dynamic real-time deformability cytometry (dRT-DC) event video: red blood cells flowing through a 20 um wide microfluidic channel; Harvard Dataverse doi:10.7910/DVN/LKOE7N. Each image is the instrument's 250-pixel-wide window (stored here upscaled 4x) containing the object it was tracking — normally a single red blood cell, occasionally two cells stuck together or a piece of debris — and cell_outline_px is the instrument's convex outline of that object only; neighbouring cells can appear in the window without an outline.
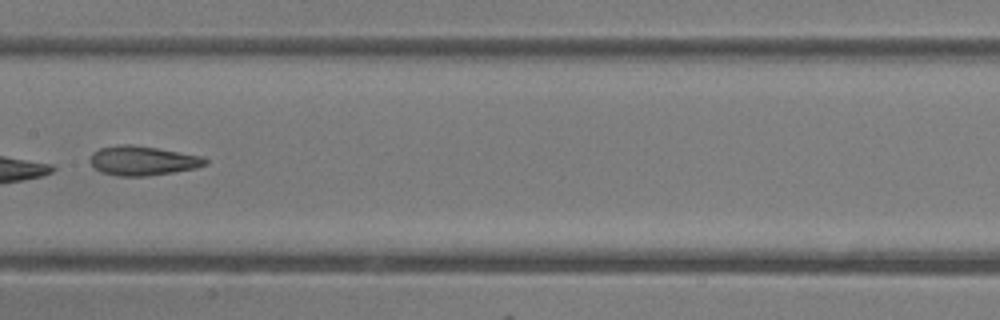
{"species": "common noctule bat (a hibernating species)", "species_latin": "Nyctalus noctula", "temperature_condition": "room temperature", "stored_images_in_passage": 7, "camera_frame_rate_fps": 3000, "um_per_image_px": 0.085, "animal": {"sex": "female"}, "frame": {"image": 1, "passage_image": 6, "time_ms": 6.0, "image_size_px": [1000, 320], "cell_outline_px": [[208, 164], [196, 168], [148, 176], [120, 176], [100, 172], [88, 160], [92, 152], [100, 148], [120, 144], [132, 144], [204, 156], [208, 160]], "centroid_in_image_um": [12.13, 13.65], "position_along_channel_um": 195.3, "area_um2": 19.83}}
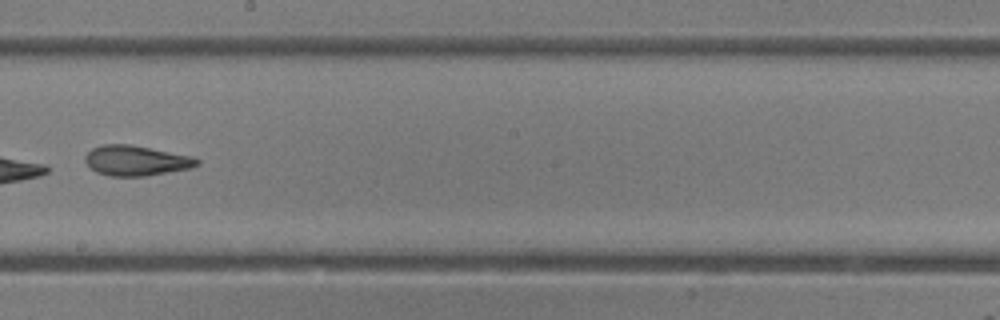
{"frame": {"image": 2, "passage_image": 7, "time_ms": 7.0, "image_size_px": [1000, 320], "cell_outline_px": [[200, 164], [192, 168], [144, 176], [108, 176], [96, 172], [84, 160], [84, 156], [92, 148], [104, 144], [128, 144], [192, 156], [200, 160]], "centroid_in_image_um": [11.57, 13.65], "position_along_channel_um": 236.6, "area_um2": 19.59}}